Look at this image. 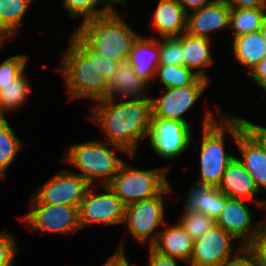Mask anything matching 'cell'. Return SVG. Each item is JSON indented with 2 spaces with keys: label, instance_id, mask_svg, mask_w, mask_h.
I'll list each match as a JSON object with an SVG mask.
<instances>
[{
  "label": "cell",
  "instance_id": "6da1fadb",
  "mask_svg": "<svg viewBox=\"0 0 266 266\" xmlns=\"http://www.w3.org/2000/svg\"><path fill=\"white\" fill-rule=\"evenodd\" d=\"M70 40V47L65 50L59 69L64 76L67 92L71 99L87 98L96 102L104 100L108 80L118 61L102 58L75 32Z\"/></svg>",
  "mask_w": 266,
  "mask_h": 266
},
{
  "label": "cell",
  "instance_id": "7a4b0ae2",
  "mask_svg": "<svg viewBox=\"0 0 266 266\" xmlns=\"http://www.w3.org/2000/svg\"><path fill=\"white\" fill-rule=\"evenodd\" d=\"M97 101L90 119L104 131L108 141L135 155L139 140L147 138L152 116L151 99Z\"/></svg>",
  "mask_w": 266,
  "mask_h": 266
},
{
  "label": "cell",
  "instance_id": "3957f363",
  "mask_svg": "<svg viewBox=\"0 0 266 266\" xmlns=\"http://www.w3.org/2000/svg\"><path fill=\"white\" fill-rule=\"evenodd\" d=\"M75 33L102 58L128 60L135 33L118 12L84 19Z\"/></svg>",
  "mask_w": 266,
  "mask_h": 266
},
{
  "label": "cell",
  "instance_id": "277c9868",
  "mask_svg": "<svg viewBox=\"0 0 266 266\" xmlns=\"http://www.w3.org/2000/svg\"><path fill=\"white\" fill-rule=\"evenodd\" d=\"M113 146L111 150L110 147ZM115 149L129 155L123 148L111 143L101 141H87L77 143L68 148L65 162L75 166L81 173H78L89 185H93L96 179H102L101 185H108L118 173L124 162L115 155Z\"/></svg>",
  "mask_w": 266,
  "mask_h": 266
},
{
  "label": "cell",
  "instance_id": "5b68a950",
  "mask_svg": "<svg viewBox=\"0 0 266 266\" xmlns=\"http://www.w3.org/2000/svg\"><path fill=\"white\" fill-rule=\"evenodd\" d=\"M210 109L206 110L202 124V138L199 154L200 177L199 184L218 187L228 164L235 157L225 150L226 116L221 114L222 123L219 124ZM223 115V116H222Z\"/></svg>",
  "mask_w": 266,
  "mask_h": 266
},
{
  "label": "cell",
  "instance_id": "8992f818",
  "mask_svg": "<svg viewBox=\"0 0 266 266\" xmlns=\"http://www.w3.org/2000/svg\"><path fill=\"white\" fill-rule=\"evenodd\" d=\"M167 171L168 167L139 170L123 162L108 186L127 206L158 195L169 184Z\"/></svg>",
  "mask_w": 266,
  "mask_h": 266
},
{
  "label": "cell",
  "instance_id": "52a82bcc",
  "mask_svg": "<svg viewBox=\"0 0 266 266\" xmlns=\"http://www.w3.org/2000/svg\"><path fill=\"white\" fill-rule=\"evenodd\" d=\"M173 192L168 184L158 195L126 206L123 223L127 225L129 235L142 245L151 246L160 232L154 230L159 226H168L164 220L163 195Z\"/></svg>",
  "mask_w": 266,
  "mask_h": 266
},
{
  "label": "cell",
  "instance_id": "ba28073f",
  "mask_svg": "<svg viewBox=\"0 0 266 266\" xmlns=\"http://www.w3.org/2000/svg\"><path fill=\"white\" fill-rule=\"evenodd\" d=\"M231 234L214 224L199 239L194 241L190 266H233L245 258V248L240 245L233 253Z\"/></svg>",
  "mask_w": 266,
  "mask_h": 266
},
{
  "label": "cell",
  "instance_id": "9c48e42d",
  "mask_svg": "<svg viewBox=\"0 0 266 266\" xmlns=\"http://www.w3.org/2000/svg\"><path fill=\"white\" fill-rule=\"evenodd\" d=\"M93 187L94 185H90L78 207L81 229L94 224H122L126 211L124 202L108 185H101L106 190V193L101 194H95L96 187Z\"/></svg>",
  "mask_w": 266,
  "mask_h": 266
},
{
  "label": "cell",
  "instance_id": "30bf717a",
  "mask_svg": "<svg viewBox=\"0 0 266 266\" xmlns=\"http://www.w3.org/2000/svg\"><path fill=\"white\" fill-rule=\"evenodd\" d=\"M21 219L33 231L69 235L81 229L77 206L42 204L34 197L31 199L29 213Z\"/></svg>",
  "mask_w": 266,
  "mask_h": 266
},
{
  "label": "cell",
  "instance_id": "8fae6325",
  "mask_svg": "<svg viewBox=\"0 0 266 266\" xmlns=\"http://www.w3.org/2000/svg\"><path fill=\"white\" fill-rule=\"evenodd\" d=\"M226 132L230 133L236 142L242 159L238 158L251 174L257 188L266 189V151L260 143L245 129L239 116L226 117ZM257 205L266 208L265 201H257Z\"/></svg>",
  "mask_w": 266,
  "mask_h": 266
},
{
  "label": "cell",
  "instance_id": "7c38bea8",
  "mask_svg": "<svg viewBox=\"0 0 266 266\" xmlns=\"http://www.w3.org/2000/svg\"><path fill=\"white\" fill-rule=\"evenodd\" d=\"M192 133L191 126L182 121L151 117L147 138L158 156L173 159L190 147Z\"/></svg>",
  "mask_w": 266,
  "mask_h": 266
},
{
  "label": "cell",
  "instance_id": "4fadbf2b",
  "mask_svg": "<svg viewBox=\"0 0 266 266\" xmlns=\"http://www.w3.org/2000/svg\"><path fill=\"white\" fill-rule=\"evenodd\" d=\"M210 80L199 77L193 84L183 87L165 88V94L157 98H151V117L179 120L191 125L184 114L195 106L207 88Z\"/></svg>",
  "mask_w": 266,
  "mask_h": 266
},
{
  "label": "cell",
  "instance_id": "5bb4252c",
  "mask_svg": "<svg viewBox=\"0 0 266 266\" xmlns=\"http://www.w3.org/2000/svg\"><path fill=\"white\" fill-rule=\"evenodd\" d=\"M90 185L77 173L60 170L36 191L34 198L42 204L79 207Z\"/></svg>",
  "mask_w": 266,
  "mask_h": 266
},
{
  "label": "cell",
  "instance_id": "9a60e30c",
  "mask_svg": "<svg viewBox=\"0 0 266 266\" xmlns=\"http://www.w3.org/2000/svg\"><path fill=\"white\" fill-rule=\"evenodd\" d=\"M252 213L243 199L232 198L226 195L224 208L215 220V224L231 234L236 240H240L246 248L259 231L260 224L252 226Z\"/></svg>",
  "mask_w": 266,
  "mask_h": 266
},
{
  "label": "cell",
  "instance_id": "2e32d148",
  "mask_svg": "<svg viewBox=\"0 0 266 266\" xmlns=\"http://www.w3.org/2000/svg\"><path fill=\"white\" fill-rule=\"evenodd\" d=\"M230 7L223 0H214L199 10L187 14L186 33L210 39V34L229 28Z\"/></svg>",
  "mask_w": 266,
  "mask_h": 266
},
{
  "label": "cell",
  "instance_id": "e0dca14e",
  "mask_svg": "<svg viewBox=\"0 0 266 266\" xmlns=\"http://www.w3.org/2000/svg\"><path fill=\"white\" fill-rule=\"evenodd\" d=\"M148 83L140 79L133 71L132 65L128 60L117 63L113 75L108 80L104 100L124 97L129 100L151 99L142 97L147 91Z\"/></svg>",
  "mask_w": 266,
  "mask_h": 266
},
{
  "label": "cell",
  "instance_id": "ac0fdd59",
  "mask_svg": "<svg viewBox=\"0 0 266 266\" xmlns=\"http://www.w3.org/2000/svg\"><path fill=\"white\" fill-rule=\"evenodd\" d=\"M128 61L137 76L151 84L153 79L155 80L157 67L160 62L158 39L138 35L129 52Z\"/></svg>",
  "mask_w": 266,
  "mask_h": 266
},
{
  "label": "cell",
  "instance_id": "d6986e66",
  "mask_svg": "<svg viewBox=\"0 0 266 266\" xmlns=\"http://www.w3.org/2000/svg\"><path fill=\"white\" fill-rule=\"evenodd\" d=\"M217 188L228 197L253 202L256 201L255 195L261 192L237 156L228 164Z\"/></svg>",
  "mask_w": 266,
  "mask_h": 266
},
{
  "label": "cell",
  "instance_id": "ffe728a7",
  "mask_svg": "<svg viewBox=\"0 0 266 266\" xmlns=\"http://www.w3.org/2000/svg\"><path fill=\"white\" fill-rule=\"evenodd\" d=\"M152 20L161 38L186 33L187 13L177 0H159Z\"/></svg>",
  "mask_w": 266,
  "mask_h": 266
},
{
  "label": "cell",
  "instance_id": "44dd1931",
  "mask_svg": "<svg viewBox=\"0 0 266 266\" xmlns=\"http://www.w3.org/2000/svg\"><path fill=\"white\" fill-rule=\"evenodd\" d=\"M194 240L185 228L177 222L160 230L151 247L161 254L180 259L186 263L192 255Z\"/></svg>",
  "mask_w": 266,
  "mask_h": 266
},
{
  "label": "cell",
  "instance_id": "7402d4cb",
  "mask_svg": "<svg viewBox=\"0 0 266 266\" xmlns=\"http://www.w3.org/2000/svg\"><path fill=\"white\" fill-rule=\"evenodd\" d=\"M184 209H194L216 220L226 203V194L217 187L204 184H193L186 194Z\"/></svg>",
  "mask_w": 266,
  "mask_h": 266
},
{
  "label": "cell",
  "instance_id": "603a6c76",
  "mask_svg": "<svg viewBox=\"0 0 266 266\" xmlns=\"http://www.w3.org/2000/svg\"><path fill=\"white\" fill-rule=\"evenodd\" d=\"M211 39L194 37L187 33L182 34V50L184 66L195 70V73L202 78L209 80L205 68L214 63L210 52Z\"/></svg>",
  "mask_w": 266,
  "mask_h": 266
},
{
  "label": "cell",
  "instance_id": "cb8c5ba5",
  "mask_svg": "<svg viewBox=\"0 0 266 266\" xmlns=\"http://www.w3.org/2000/svg\"><path fill=\"white\" fill-rule=\"evenodd\" d=\"M233 51L237 61L249 72L266 57V40L259 31L240 35L234 37Z\"/></svg>",
  "mask_w": 266,
  "mask_h": 266
},
{
  "label": "cell",
  "instance_id": "d4e9b609",
  "mask_svg": "<svg viewBox=\"0 0 266 266\" xmlns=\"http://www.w3.org/2000/svg\"><path fill=\"white\" fill-rule=\"evenodd\" d=\"M33 0H0V35L9 39L19 34L21 22Z\"/></svg>",
  "mask_w": 266,
  "mask_h": 266
},
{
  "label": "cell",
  "instance_id": "484cf974",
  "mask_svg": "<svg viewBox=\"0 0 266 266\" xmlns=\"http://www.w3.org/2000/svg\"><path fill=\"white\" fill-rule=\"evenodd\" d=\"M31 91L24 70L12 80V83L0 84V118H5V111L17 110L22 106Z\"/></svg>",
  "mask_w": 266,
  "mask_h": 266
},
{
  "label": "cell",
  "instance_id": "4316f807",
  "mask_svg": "<svg viewBox=\"0 0 266 266\" xmlns=\"http://www.w3.org/2000/svg\"><path fill=\"white\" fill-rule=\"evenodd\" d=\"M266 7L230 8L229 29H233L234 37L259 31Z\"/></svg>",
  "mask_w": 266,
  "mask_h": 266
},
{
  "label": "cell",
  "instance_id": "83f0119b",
  "mask_svg": "<svg viewBox=\"0 0 266 266\" xmlns=\"http://www.w3.org/2000/svg\"><path fill=\"white\" fill-rule=\"evenodd\" d=\"M22 146V142L13 132L7 119L0 118V177L2 179Z\"/></svg>",
  "mask_w": 266,
  "mask_h": 266
},
{
  "label": "cell",
  "instance_id": "f1b7e54d",
  "mask_svg": "<svg viewBox=\"0 0 266 266\" xmlns=\"http://www.w3.org/2000/svg\"><path fill=\"white\" fill-rule=\"evenodd\" d=\"M200 76L186 66L159 65L155 79L158 78L165 88L183 87L193 84Z\"/></svg>",
  "mask_w": 266,
  "mask_h": 266
},
{
  "label": "cell",
  "instance_id": "f546056e",
  "mask_svg": "<svg viewBox=\"0 0 266 266\" xmlns=\"http://www.w3.org/2000/svg\"><path fill=\"white\" fill-rule=\"evenodd\" d=\"M179 223L195 241L215 224V220L194 209H185Z\"/></svg>",
  "mask_w": 266,
  "mask_h": 266
},
{
  "label": "cell",
  "instance_id": "4dcf8cb0",
  "mask_svg": "<svg viewBox=\"0 0 266 266\" xmlns=\"http://www.w3.org/2000/svg\"><path fill=\"white\" fill-rule=\"evenodd\" d=\"M159 51V65L184 66L182 35L178 37H162V40L159 41Z\"/></svg>",
  "mask_w": 266,
  "mask_h": 266
},
{
  "label": "cell",
  "instance_id": "1f68e13d",
  "mask_svg": "<svg viewBox=\"0 0 266 266\" xmlns=\"http://www.w3.org/2000/svg\"><path fill=\"white\" fill-rule=\"evenodd\" d=\"M64 9L72 17L95 18L110 13L106 8H96L98 5H102L101 0H64Z\"/></svg>",
  "mask_w": 266,
  "mask_h": 266
},
{
  "label": "cell",
  "instance_id": "d6a6232c",
  "mask_svg": "<svg viewBox=\"0 0 266 266\" xmlns=\"http://www.w3.org/2000/svg\"><path fill=\"white\" fill-rule=\"evenodd\" d=\"M245 258L253 266H266V222L262 221L253 241L245 248Z\"/></svg>",
  "mask_w": 266,
  "mask_h": 266
},
{
  "label": "cell",
  "instance_id": "836d02e7",
  "mask_svg": "<svg viewBox=\"0 0 266 266\" xmlns=\"http://www.w3.org/2000/svg\"><path fill=\"white\" fill-rule=\"evenodd\" d=\"M27 61L26 55H13L0 63V84L12 83L25 70Z\"/></svg>",
  "mask_w": 266,
  "mask_h": 266
},
{
  "label": "cell",
  "instance_id": "e575fe53",
  "mask_svg": "<svg viewBox=\"0 0 266 266\" xmlns=\"http://www.w3.org/2000/svg\"><path fill=\"white\" fill-rule=\"evenodd\" d=\"M19 249L13 235L6 230L0 233V266L14 265V258Z\"/></svg>",
  "mask_w": 266,
  "mask_h": 266
},
{
  "label": "cell",
  "instance_id": "d590c367",
  "mask_svg": "<svg viewBox=\"0 0 266 266\" xmlns=\"http://www.w3.org/2000/svg\"><path fill=\"white\" fill-rule=\"evenodd\" d=\"M148 251V266H178L177 260L179 261L180 259L161 254L154 250L151 246H149Z\"/></svg>",
  "mask_w": 266,
  "mask_h": 266
},
{
  "label": "cell",
  "instance_id": "8d00e7d4",
  "mask_svg": "<svg viewBox=\"0 0 266 266\" xmlns=\"http://www.w3.org/2000/svg\"><path fill=\"white\" fill-rule=\"evenodd\" d=\"M248 74L256 84L266 91V57L256 64Z\"/></svg>",
  "mask_w": 266,
  "mask_h": 266
},
{
  "label": "cell",
  "instance_id": "74e56055",
  "mask_svg": "<svg viewBox=\"0 0 266 266\" xmlns=\"http://www.w3.org/2000/svg\"><path fill=\"white\" fill-rule=\"evenodd\" d=\"M245 129L260 143L266 151V128L242 118Z\"/></svg>",
  "mask_w": 266,
  "mask_h": 266
},
{
  "label": "cell",
  "instance_id": "f35d334b",
  "mask_svg": "<svg viewBox=\"0 0 266 266\" xmlns=\"http://www.w3.org/2000/svg\"><path fill=\"white\" fill-rule=\"evenodd\" d=\"M123 247L124 245L122 242L119 244L118 249L114 252V254L109 259H107V261L102 266H130Z\"/></svg>",
  "mask_w": 266,
  "mask_h": 266
},
{
  "label": "cell",
  "instance_id": "ab89813d",
  "mask_svg": "<svg viewBox=\"0 0 266 266\" xmlns=\"http://www.w3.org/2000/svg\"><path fill=\"white\" fill-rule=\"evenodd\" d=\"M230 8L266 7V0H223Z\"/></svg>",
  "mask_w": 266,
  "mask_h": 266
},
{
  "label": "cell",
  "instance_id": "60d3db41",
  "mask_svg": "<svg viewBox=\"0 0 266 266\" xmlns=\"http://www.w3.org/2000/svg\"><path fill=\"white\" fill-rule=\"evenodd\" d=\"M178 3L183 7L187 14L189 11L199 10L203 6L212 3L214 0H177Z\"/></svg>",
  "mask_w": 266,
  "mask_h": 266
},
{
  "label": "cell",
  "instance_id": "b9f144b4",
  "mask_svg": "<svg viewBox=\"0 0 266 266\" xmlns=\"http://www.w3.org/2000/svg\"><path fill=\"white\" fill-rule=\"evenodd\" d=\"M126 1L127 0H101L103 8H106L109 12H117L114 10V4H122L124 7L126 6Z\"/></svg>",
  "mask_w": 266,
  "mask_h": 266
},
{
  "label": "cell",
  "instance_id": "7bdbcfd3",
  "mask_svg": "<svg viewBox=\"0 0 266 266\" xmlns=\"http://www.w3.org/2000/svg\"><path fill=\"white\" fill-rule=\"evenodd\" d=\"M259 32L262 34L263 38L266 40V14L263 18L262 25L259 29Z\"/></svg>",
  "mask_w": 266,
  "mask_h": 266
},
{
  "label": "cell",
  "instance_id": "ee69618b",
  "mask_svg": "<svg viewBox=\"0 0 266 266\" xmlns=\"http://www.w3.org/2000/svg\"><path fill=\"white\" fill-rule=\"evenodd\" d=\"M233 266H253L246 258H244L240 263Z\"/></svg>",
  "mask_w": 266,
  "mask_h": 266
},
{
  "label": "cell",
  "instance_id": "f6af8a7d",
  "mask_svg": "<svg viewBox=\"0 0 266 266\" xmlns=\"http://www.w3.org/2000/svg\"><path fill=\"white\" fill-rule=\"evenodd\" d=\"M4 39L6 38L3 35H0V48L1 46H3L2 44H3Z\"/></svg>",
  "mask_w": 266,
  "mask_h": 266
}]
</instances>
